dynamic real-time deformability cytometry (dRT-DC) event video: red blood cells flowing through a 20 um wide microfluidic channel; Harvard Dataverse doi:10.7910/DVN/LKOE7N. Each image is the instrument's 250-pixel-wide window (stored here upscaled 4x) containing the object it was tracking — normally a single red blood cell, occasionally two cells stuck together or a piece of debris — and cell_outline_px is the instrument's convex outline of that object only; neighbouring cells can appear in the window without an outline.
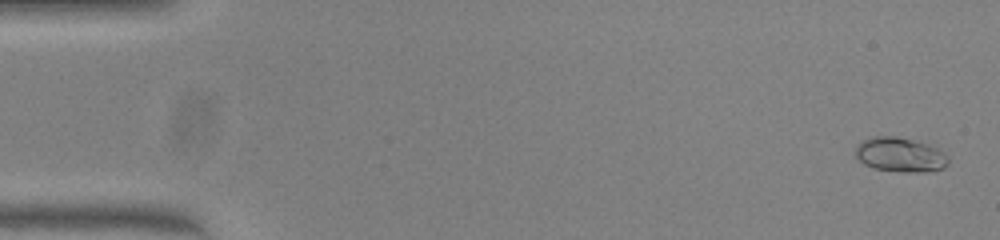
{"species": "common noctule bat (a hibernating species)", "species_latin": "Nyctalus noctula", "temperature_condition": "warm", "stored_images_in_passage": 51, "camera_frame_rate_fps": 3000, "um_per_image_px": 0.085, "animal": {"sex": "female", "body_mass_g": 23.0, "forearm_length_mm": 53.4}, "frame": {"image": 1, "passage_image": 2, "time_ms": 0.333, "image_size_px": [1000, 240], "cell_outline_px": [[948, 164], [944, 168], [924, 172], [900, 172], [872, 168], [864, 164], [856, 156], [856, 148], [864, 140], [872, 136], [896, 136], [912, 140], [936, 148], [944, 152], [948, 156]], "centroid_in_image_um": [76.52, 13.17], "position_along_channel_um": 8.5, "area_um2": 18.5}}
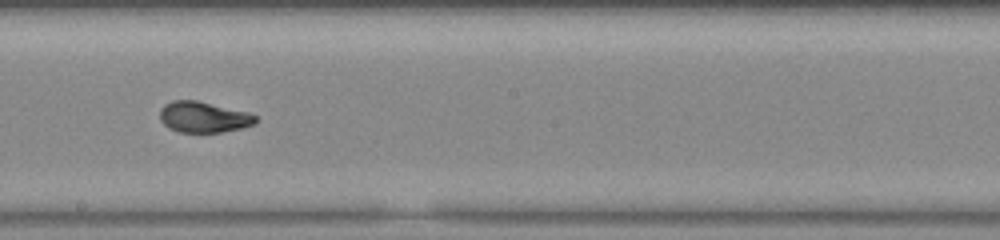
{"frame": {"image": 2, "passage_image": 29, "time_ms": 9.333, "image_size_px": [1000, 240], "cell_outline_px": [[256, 124], [244, 128], [220, 132], [180, 132], [168, 128], [160, 120], [160, 108], [164, 104], [172, 100], [196, 100], [248, 112], [256, 116]], "centroid_in_image_um": [17.29, 9.95], "position_along_channel_um": 230.9, "area_um2": 17.34}}
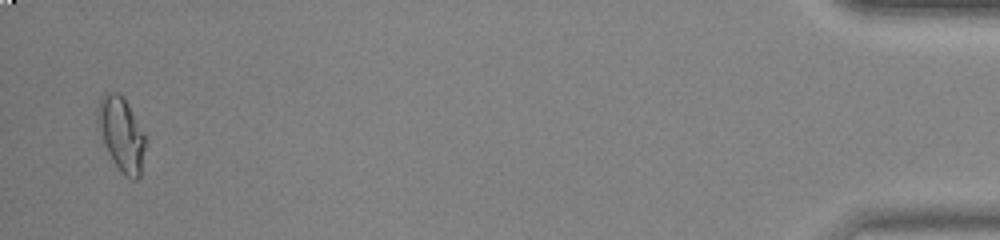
{"frame": {"image": 3, "passage_image": 50, "time_ms": 16.333, "image_size_px": [1000, 240], "cell_outline_px": [[144, 148], [140, 176], [136, 180], [132, 180], [124, 176], [120, 172], [112, 160], [104, 144], [96, 120], [96, 108], [100, 96], [104, 92], [120, 92], [124, 96], [144, 132]], "centroid_in_image_um": [10.28, 11.36], "position_along_channel_um": 424.9, "area_um2": 20.87}, "authors_computed_cell_mechanics": {"area_um2": 17.629, "velocity_mm_per_s": 4.0406, "shape_relaxation_time_tau1_ms": 3.4593, "shape_relaxation_time_tau2_ms": null, "deformation_change_tau1": 0.1765, "deformation_change_tau2": null}}